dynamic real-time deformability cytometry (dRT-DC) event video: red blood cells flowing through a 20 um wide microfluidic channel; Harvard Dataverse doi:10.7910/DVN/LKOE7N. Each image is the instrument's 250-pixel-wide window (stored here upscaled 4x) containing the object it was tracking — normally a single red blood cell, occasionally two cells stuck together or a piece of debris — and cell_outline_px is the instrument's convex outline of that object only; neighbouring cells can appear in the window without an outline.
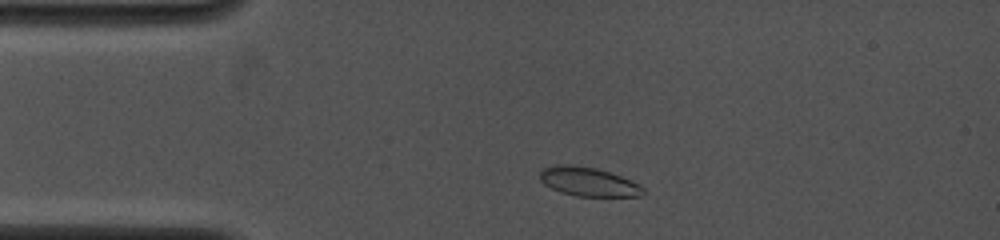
{"species": "common noctule bat (a hibernating species)", "species_latin": "Nyctalus noctula", "temperature_condition": "cold", "stored_images_in_passage": 34, "camera_frame_rate_fps": 4000, "um_per_image_px": 0.085, "animal": {"sex": "female", "body_mass_g": 19.0, "forearm_length_mm": 53.3}, "frame": {"image": 1, "passage_image": 2, "time_ms": 1.0, "image_size_px": [1000, 240], "cell_outline_px": [[644, 192], [640, 196], [576, 196], [560, 192], [544, 184], [540, 180], [540, 172], [544, 168], [556, 164], [572, 164], [596, 168], [632, 180], [640, 184], [644, 188]], "centroid_in_image_um": [50.0, 15.44], "position_along_channel_um": 35.0, "area_um2": 17.46}}
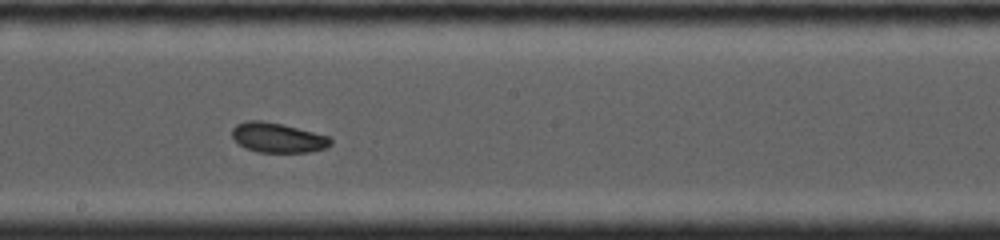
{"frame": {"image": 2, "passage_image": 17, "time_ms": 6.5, "image_size_px": [1000, 240], "cell_outline_px": [[332, 144], [328, 148], [308, 152], [256, 152], [244, 148], [232, 136], [232, 128], [236, 124], [248, 120], [260, 120], [280, 124], [332, 136]], "centroid_in_image_um": [23.64, 11.71], "position_along_channel_um": 224.6, "area_um2": 17.22}}
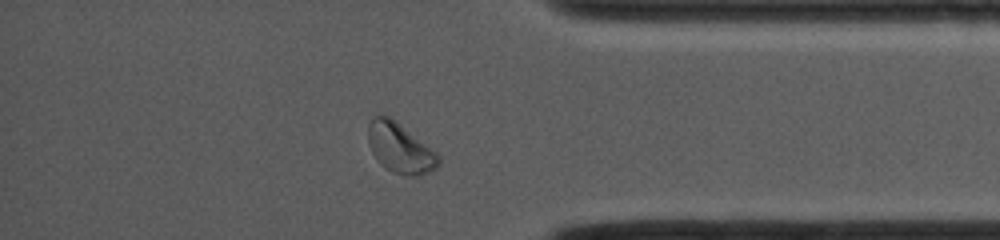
{"frame": {"image": 3, "passage_image": 30, "time_ms": 11.0, "image_size_px": [1000, 240], "cell_outline_px": [[440, 164], [436, 168], [428, 172], [416, 176], [404, 176], [392, 172], [380, 164], [376, 160], [368, 144], [368, 124], [372, 116], [388, 116], [396, 120], [436, 152], [440, 156]], "centroid_in_image_um": [33.99, 12.59], "position_along_channel_um": 401.2, "area_um2": 20.63}, "authors_computed_cell_mechanics": {"area_um2": 17.2533, "velocity_mm_per_s": 4.0371, "shape_relaxation_time_tau1_ms": 4.0574, "shape_relaxation_time_tau2_ms": 2.0265, "deformation_change_tau1": 0.1079, "deformation_change_tau2": 0.0568}}